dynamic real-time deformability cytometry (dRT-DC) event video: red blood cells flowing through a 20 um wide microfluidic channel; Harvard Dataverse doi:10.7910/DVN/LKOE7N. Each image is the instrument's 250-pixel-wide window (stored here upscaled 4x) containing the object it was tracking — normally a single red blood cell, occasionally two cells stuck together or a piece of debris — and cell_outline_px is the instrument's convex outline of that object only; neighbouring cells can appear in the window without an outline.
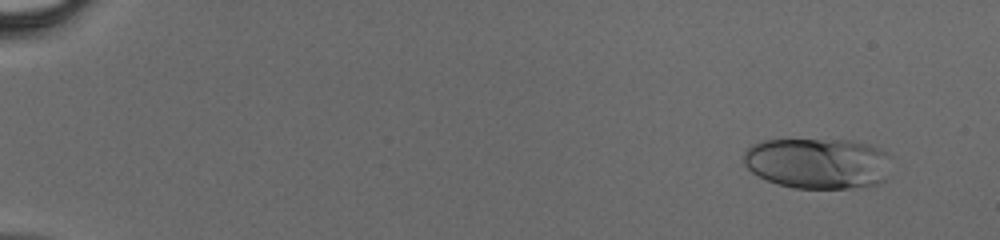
{"species": "human", "species_latin": "Homo sapiens", "temperature_condition": "cold", "stored_images_in_passage": 45, "camera_frame_rate_fps": 3000, "um_per_image_px": 0.085, "donor": {"sex": "male"}, "frame": {"image": 1, "passage_image": 2, "time_ms": 0.333, "image_size_px": [1000, 240], "cell_outline_px": [[888, 176], [884, 180], [876, 184], [848, 188], [792, 188], [776, 184], [752, 172], [744, 164], [744, 152], [752, 144], [760, 140], [852, 140], [868, 144], [880, 148], [888, 156]], "centroid_in_image_um": [69.49, 13.87], "position_along_channel_um": 15.5, "area_um2": 43.75}}
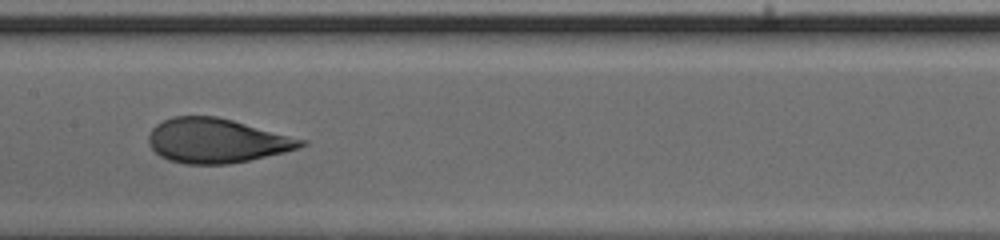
{"frame": {"image": 2, "passage_image": 24, "time_ms": 7.667, "image_size_px": [1000, 240], "cell_outline_px": [[308, 144], [300, 148], [284, 152], [248, 160], [228, 164], [184, 164], [168, 160], [160, 156], [148, 144], [148, 136], [152, 128], [156, 124], [172, 116], [216, 116], [232, 120], [308, 140]], "centroid_in_image_um": [18.41, 11.96], "position_along_channel_um": 189.0, "area_um2": 39.54}}
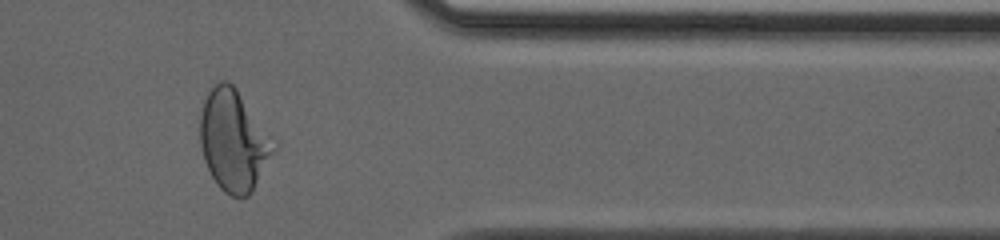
{"frame": {"image": 3, "passage_image": 38, "time_ms": 12.333, "image_size_px": [1000, 240], "cell_outline_px": [[276, 148], [252, 192], [248, 196], [232, 196], [224, 192], [216, 184], [204, 160], [200, 144], [200, 116], [204, 100], [212, 84], [220, 80], [228, 80], [236, 88], [272, 136]], "centroid_in_image_um": [19.84, 11.93], "position_along_channel_um": 391.6, "area_um2": 43.23}}